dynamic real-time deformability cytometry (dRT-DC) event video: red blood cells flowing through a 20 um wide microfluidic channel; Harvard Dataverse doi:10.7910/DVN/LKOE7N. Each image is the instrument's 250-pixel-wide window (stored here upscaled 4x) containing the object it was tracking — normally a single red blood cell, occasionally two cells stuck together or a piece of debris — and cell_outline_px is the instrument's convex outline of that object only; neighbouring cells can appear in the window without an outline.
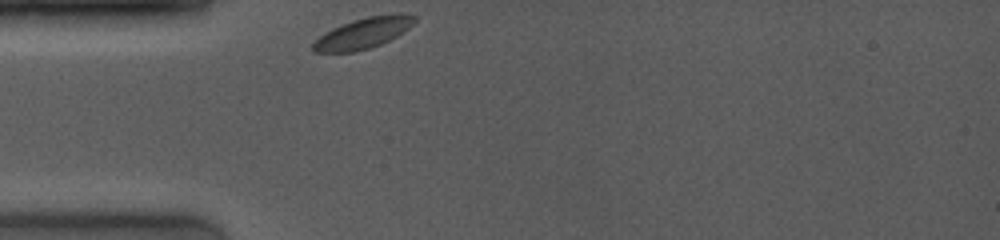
{"species": "common noctule bat (a hibernating species)", "species_latin": "Nyctalus noctula", "temperature_condition": "room temperature", "stored_images_in_passage": 39, "camera_frame_rate_fps": 4000, "um_per_image_px": 0.085, "animal": {"sex": "female", "body_mass_g": 19.0, "forearm_length_mm": 53.3}, "frame": {"image": 1, "passage_image": 1, "time_ms": 0.0, "image_size_px": [1000, 240], "cell_outline_px": [[416, 20], [408, 28], [396, 36], [380, 44], [368, 48], [352, 52], [312, 52], [312, 44], [320, 36], [332, 28], [352, 20], [368, 16], [416, 16]], "centroid_in_image_um": [30.77, 2.86], "position_along_channel_um": 54.2, "area_um2": 17.4}}
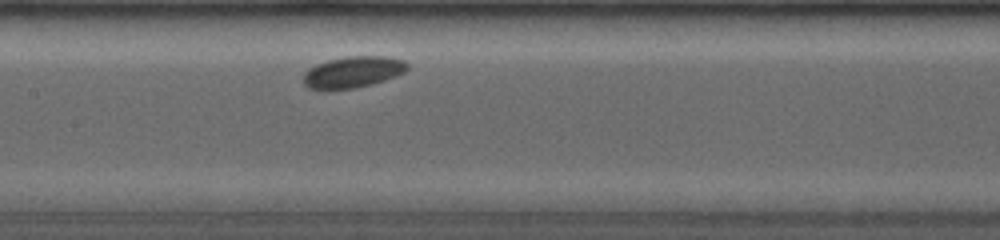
{"frame": {"image": 2, "passage_image": 15, "time_ms": 3.5, "image_size_px": [1000, 240], "cell_outline_px": [[408, 68], [404, 72], [396, 76], [372, 84], [352, 88], [308, 88], [304, 84], [304, 72], [308, 68], [316, 64], [328, 60], [348, 56], [384, 56], [404, 60], [408, 64]], "centroid_in_image_um": [30.02, 6.1], "position_along_channel_um": 177.4, "area_um2": 18.73}}
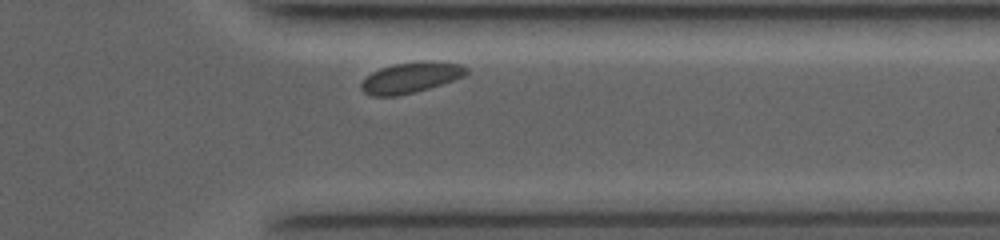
{"frame": {"image": 3, "passage_image": 36, "time_ms": 8.75, "image_size_px": [1000, 240], "cell_outline_px": [[468, 72], [464, 76], [416, 92], [396, 96], [372, 96], [364, 92], [360, 88], [360, 84], [372, 72], [380, 68], [392, 64], [420, 60], [436, 60], [464, 64], [468, 68]], "centroid_in_image_um": [34.94, 6.56], "position_along_channel_um": 376.5, "area_um2": 19.07}, "authors_computed_cell_mechanics": {"area_um2": 18.7272, "velocity_mm_per_s": 3.7574, "shape_relaxation_time_tau1_ms": 0.3144, "shape_relaxation_time_tau2_ms": null, "deformation_change_tau1": 0.0246, "deformation_change_tau2": null}}